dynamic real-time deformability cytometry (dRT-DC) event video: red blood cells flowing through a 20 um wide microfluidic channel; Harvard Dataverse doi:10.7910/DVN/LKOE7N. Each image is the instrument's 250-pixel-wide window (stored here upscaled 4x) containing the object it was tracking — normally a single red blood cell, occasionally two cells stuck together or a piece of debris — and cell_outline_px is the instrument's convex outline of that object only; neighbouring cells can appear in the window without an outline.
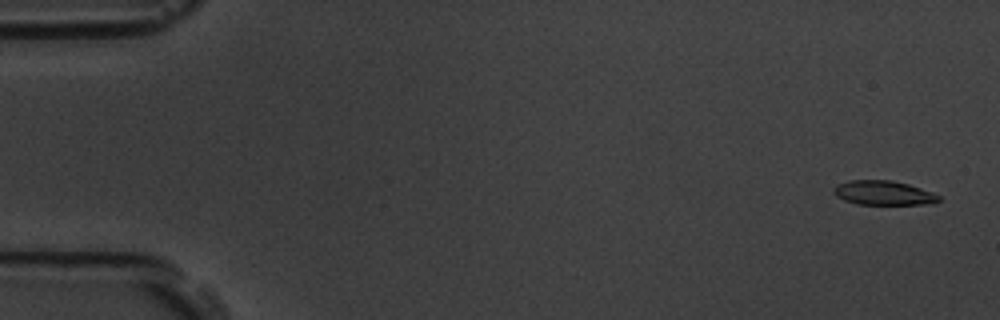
{"species": "common noctule bat (a hibernating species)", "species_latin": "Nyctalus noctula", "temperature_condition": "room temperature", "stored_images_in_passage": 58, "camera_frame_rate_fps": 3000, "um_per_image_px": 0.085, "animal": {"sex": "male", "body_mass_g": 19.5, "forearm_length_mm": 54.6}, "frame": {"image": 1, "passage_image": 3, "time_ms": 0.667, "image_size_px": [1000, 320], "cell_outline_px": [[940, 200], [932, 204], [856, 204], [844, 200], [836, 196], [832, 192], [832, 188], [836, 184], [848, 180], [892, 180], [908, 184], [932, 192], [940, 196]], "centroid_in_image_um": [75.05, 16.39], "position_along_channel_um": 9.9, "area_um2": 15.03}}
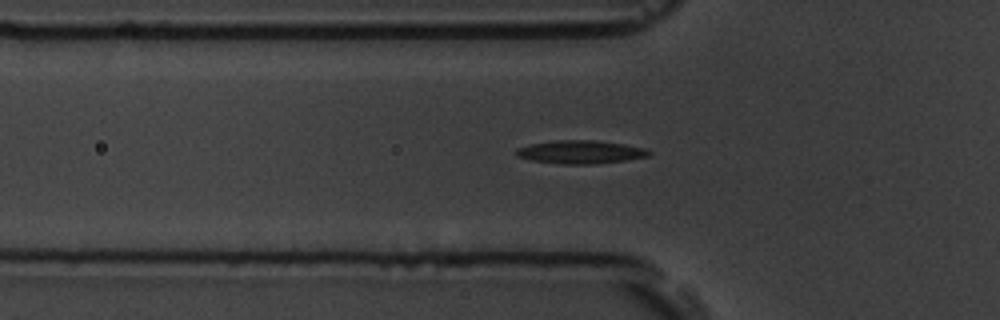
{"frame": {"image": 2, "passage_image": 20, "time_ms": 6.333, "image_size_px": [1000, 320], "cell_outline_px": [[652, 152], [648, 156], [624, 160], [592, 164], [560, 164], [532, 160], [516, 156], [516, 148], [532, 144], [556, 140], [596, 140], [624, 144], [644, 148]], "centroid_in_image_um": [49.33, 12.92], "position_along_channel_um": 76.5, "area_um2": 17.8}}
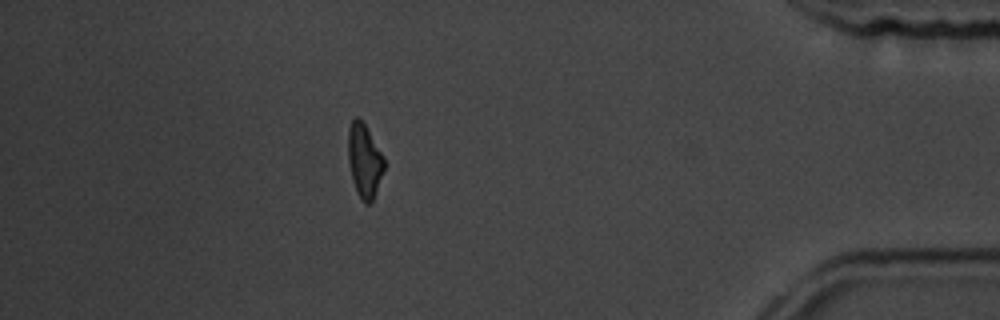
{"frame": {"image": 3, "passage_image": 51, "time_ms": 16.667, "image_size_px": [1000, 320], "cell_outline_px": [[384, 168], [372, 204], [364, 204], [356, 192], [352, 180], [348, 160], [348, 128], [352, 120], [356, 116], [364, 124], [384, 156]], "centroid_in_image_um": [30.96, 13.7], "position_along_channel_um": 404.2, "area_um2": 15.49}, "authors_computed_cell_mechanics": {"area_um2": 16.184, "velocity_mm_per_s": 3.6124, "shape_relaxation_time_tau1_ms": 4.7691, "shape_relaxation_time_tau2_ms": 4.5448, "deformation_change_tau1": 0.1406, "deformation_change_tau2": 0.1472}}